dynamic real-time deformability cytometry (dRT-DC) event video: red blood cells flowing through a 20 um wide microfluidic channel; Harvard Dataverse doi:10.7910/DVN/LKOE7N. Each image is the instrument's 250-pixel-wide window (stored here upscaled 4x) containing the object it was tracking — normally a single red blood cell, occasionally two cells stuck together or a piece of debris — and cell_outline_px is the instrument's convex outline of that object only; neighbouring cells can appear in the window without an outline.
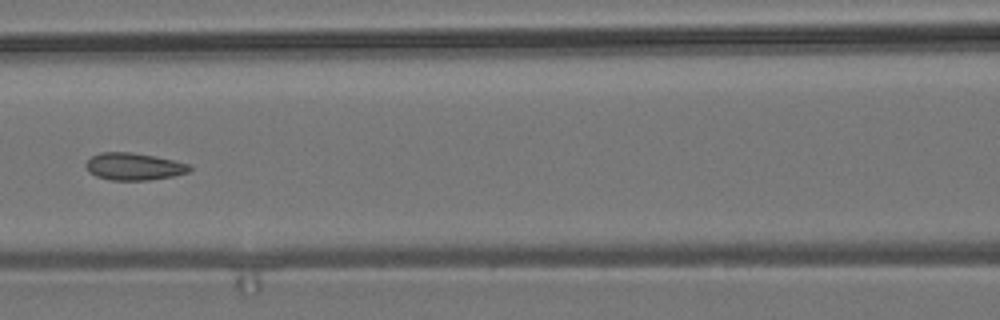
{"species": "common noctule bat (a hibernating species)", "species_latin": "Nyctalus noctula", "temperature_condition": "room temperature", "stored_images_in_passage": 6, "camera_frame_rate_fps": 3000, "um_per_image_px": 0.085, "animal": {"sex": "male", "body_mass_g": 19.2, "forearm_length_mm": 51.8}, "frame": {"image": 1, "passage_image": 6, "time_ms": 5.667, "image_size_px": [1000, 320], "cell_outline_px": [[192, 168], [188, 172], [172, 176], [148, 180], [112, 180], [96, 176], [88, 172], [84, 164], [92, 156], [100, 152], [132, 152], [156, 156], [188, 164]], "centroid_in_image_um": [11.34, 14.15], "position_along_channel_um": 155.3, "area_um2": 16.42}}